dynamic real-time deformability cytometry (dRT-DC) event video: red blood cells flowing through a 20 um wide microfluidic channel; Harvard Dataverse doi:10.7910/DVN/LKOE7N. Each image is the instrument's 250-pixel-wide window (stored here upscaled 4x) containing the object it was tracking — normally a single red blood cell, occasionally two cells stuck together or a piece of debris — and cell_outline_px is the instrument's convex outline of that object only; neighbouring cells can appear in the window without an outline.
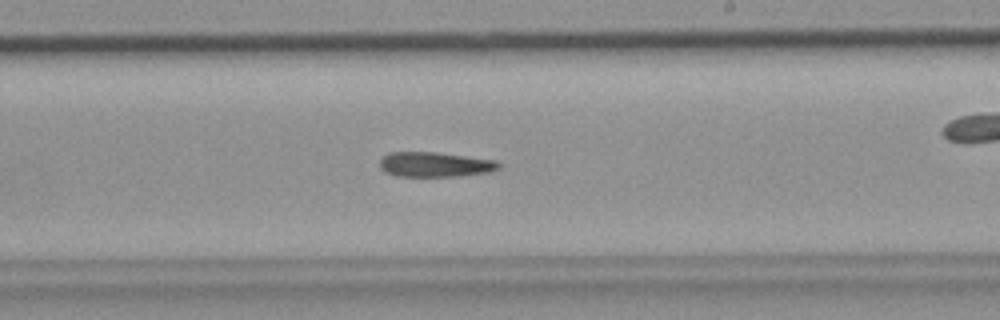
{"species": "common noctule bat (a hibernating species)", "species_latin": "Nyctalus noctula", "temperature_condition": "room temperature", "stored_images_in_passage": 47, "camera_frame_rate_fps": 3000, "um_per_image_px": 0.085, "animal": {"sex": "female", "body_mass_g": 19.9}, "frame": {"image": 1, "passage_image": 27, "time_ms": 8.667, "image_size_px": [1000, 320], "cell_outline_px": [[500, 168], [488, 172], [456, 176], [396, 176], [384, 172], [380, 168], [380, 160], [388, 152], [436, 152], [496, 160], [500, 164]], "centroid_in_image_um": [36.94, 13.98], "position_along_channel_um": 252.1, "area_um2": 17.22}}